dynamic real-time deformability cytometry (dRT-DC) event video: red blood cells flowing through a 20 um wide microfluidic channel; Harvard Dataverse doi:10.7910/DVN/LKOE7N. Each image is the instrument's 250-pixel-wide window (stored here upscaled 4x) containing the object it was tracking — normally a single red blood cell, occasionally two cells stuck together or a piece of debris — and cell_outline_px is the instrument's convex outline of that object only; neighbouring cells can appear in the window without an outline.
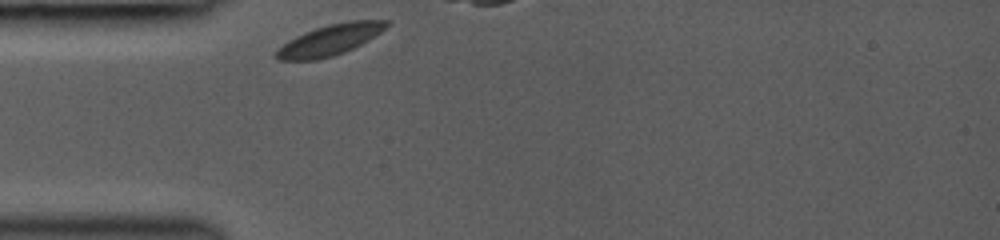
{"species": "common noctule bat (a hibernating species)", "species_latin": "Nyctalus noctula", "temperature_condition": "room temperature", "stored_images_in_passage": 23, "camera_frame_rate_fps": 3000, "um_per_image_px": 0.085, "animal": {"sex": "female", "body_mass_g": 19.0, "forearm_length_mm": 53.3}, "frame": {"image": 1, "passage_image": 1, "time_ms": 0.0, "image_size_px": [1000, 240], "cell_outline_px": [[392, 20], [380, 32], [368, 40], [344, 52], [332, 56], [316, 60], [276, 60], [272, 56], [288, 40], [304, 32], [328, 24], [348, 20]], "centroid_in_image_um": [28.02, 3.39], "position_along_channel_um": 57.0, "area_um2": 19.65}}
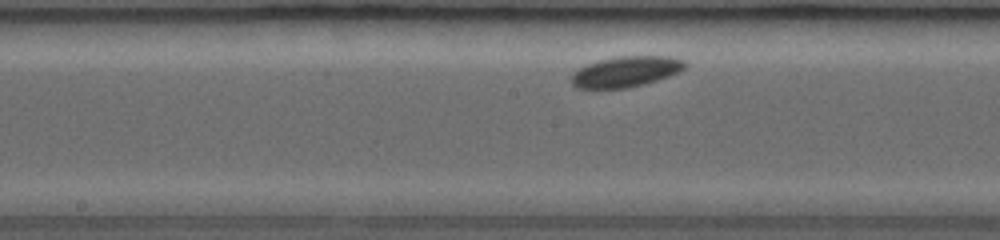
{"frame": {"image": 2, "passage_image": 12, "time_ms": 3.667, "image_size_px": [1000, 240], "cell_outline_px": [[688, 64], [680, 72], [644, 84], [628, 88], [576, 88], [572, 84], [572, 76], [580, 68], [588, 64], [600, 60], [616, 56], [672, 56], [684, 60]], "centroid_in_image_um": [53.25, 6.08], "position_along_channel_um": 194.9, "area_um2": 20.17}}
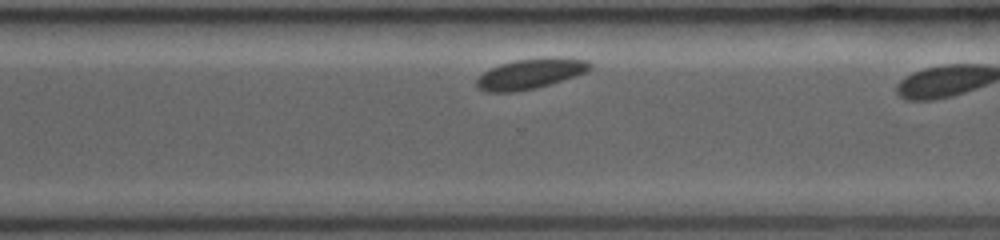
{"frame": {"image": 3, "passage_image": 22, "time_ms": 7.0, "image_size_px": [1000, 240], "cell_outline_px": [[592, 68], [588, 72], [552, 84], [536, 88], [516, 92], [484, 92], [476, 88], [476, 80], [488, 68], [500, 64], [516, 60], [556, 56], [560, 56], [588, 60], [592, 64]], "centroid_in_image_um": [45.12, 6.27], "position_along_channel_um": 325.5, "area_um2": 20.52}}